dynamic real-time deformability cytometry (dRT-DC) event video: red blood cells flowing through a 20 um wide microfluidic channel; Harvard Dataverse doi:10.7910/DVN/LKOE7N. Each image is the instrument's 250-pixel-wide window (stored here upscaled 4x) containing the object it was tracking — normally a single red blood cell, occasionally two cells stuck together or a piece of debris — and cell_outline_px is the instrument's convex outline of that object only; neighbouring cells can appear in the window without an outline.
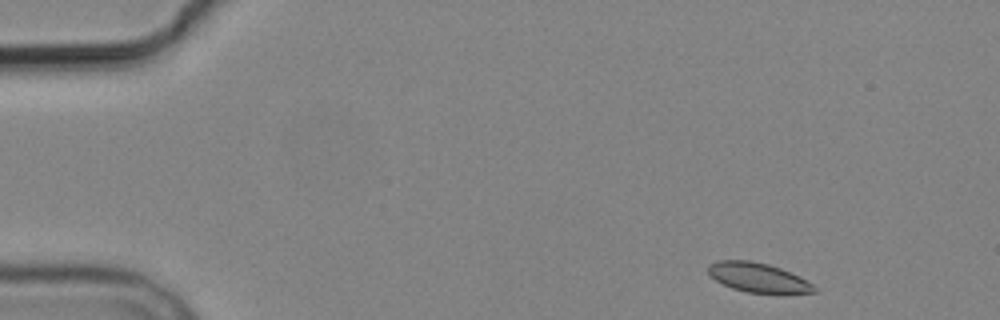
{"species": "common noctule bat (a hibernating species)", "species_latin": "Nyctalus noctula", "temperature_condition": "cold", "stored_images_in_passage": 3, "camera_frame_rate_fps": 3000, "um_per_image_px": 0.085, "animal": {"sex": "male", "body_mass_g": 19.2, "forearm_length_mm": 51.8}, "frame": {"image": 1, "passage_image": 1, "time_ms": 0.0, "image_size_px": [1000, 320], "cell_outline_px": [[816, 292], [784, 296], [776, 296], [748, 292], [732, 288], [716, 280], [708, 272], [708, 264], [720, 260], [752, 260], [768, 264], [780, 268], [800, 276], [812, 284], [816, 288]], "centroid_in_image_um": [64.52, 23.64], "position_along_channel_um": 20.5, "area_um2": 18.84}}